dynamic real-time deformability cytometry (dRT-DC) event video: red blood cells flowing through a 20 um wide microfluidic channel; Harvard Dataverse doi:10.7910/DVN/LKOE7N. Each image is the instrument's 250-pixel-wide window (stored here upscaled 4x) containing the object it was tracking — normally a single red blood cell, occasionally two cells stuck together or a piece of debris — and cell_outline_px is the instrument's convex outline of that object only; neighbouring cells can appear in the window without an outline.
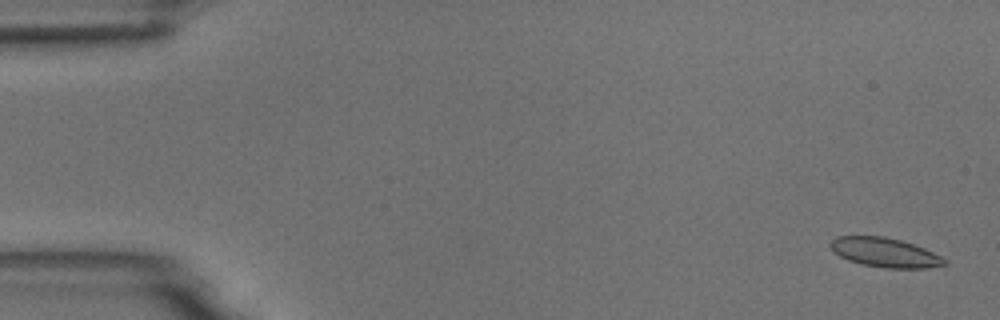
{"species": "common noctule bat (a hibernating species)", "species_latin": "Nyctalus noctula", "temperature_condition": "room temperature", "stored_images_in_passage": 5, "camera_frame_rate_fps": 3000, "um_per_image_px": 0.085, "animal": {"sex": "male", "body_mass_g": 18.8}, "frame": {"image": 1, "passage_image": 1, "time_ms": 0.0, "image_size_px": [1000, 320], "cell_outline_px": [[948, 264], [928, 268], [884, 268], [864, 264], [848, 260], [832, 252], [828, 244], [836, 236], [884, 236], [900, 240], [924, 248], [948, 260]], "centroid_in_image_um": [75.2, 21.46], "position_along_channel_um": 9.8, "area_um2": 19.54}}
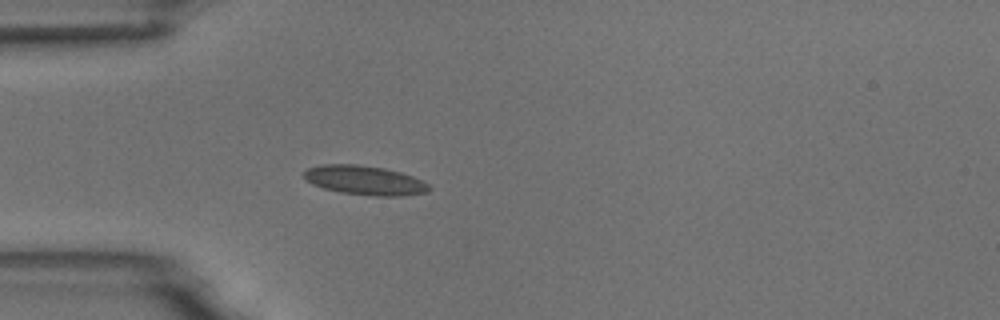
{"frame": {"image": 2, "passage_image": 5, "time_ms": 4.667, "image_size_px": [1000, 320], "cell_outline_px": [[432, 188], [428, 192], [404, 196], [376, 196], [340, 192], [324, 188], [312, 184], [304, 180], [304, 172], [308, 168], [320, 164], [356, 164], [384, 168], [400, 172], [412, 176], [428, 184]], "centroid_in_image_um": [30.99, 15.32], "position_along_channel_um": 54.0, "area_um2": 21.39}}